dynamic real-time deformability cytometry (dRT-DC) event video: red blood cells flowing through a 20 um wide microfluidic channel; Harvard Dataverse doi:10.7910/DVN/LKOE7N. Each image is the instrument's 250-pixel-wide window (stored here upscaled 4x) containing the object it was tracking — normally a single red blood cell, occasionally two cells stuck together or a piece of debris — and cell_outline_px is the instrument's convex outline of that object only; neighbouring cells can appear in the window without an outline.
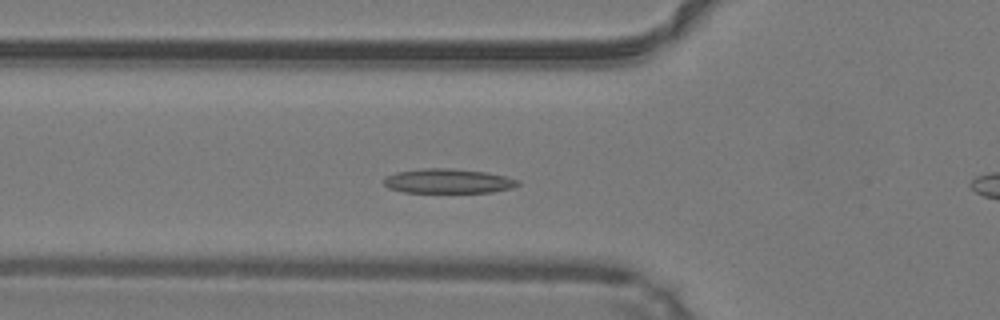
{"species": "common noctule bat (a hibernating species)", "species_latin": "Nyctalus noctula", "temperature_condition": "warm", "stored_images_in_passage": 40, "camera_frame_rate_fps": 3000, "um_per_image_px": 0.085, "animal": {"sex": "male", "body_mass_g": 19.2, "forearm_length_mm": 51.8}, "frame": {"image": 1, "passage_image": 8, "time_ms": 2.333, "image_size_px": [1000, 320], "cell_outline_px": [[520, 184], [512, 188], [492, 192], [404, 192], [388, 188], [384, 184], [384, 180], [388, 176], [396, 172], [424, 168], [452, 168], [488, 172], [520, 180]], "centroid_in_image_um": [38.12, 15.38], "position_along_channel_um": 87.7, "area_um2": 19.13}}
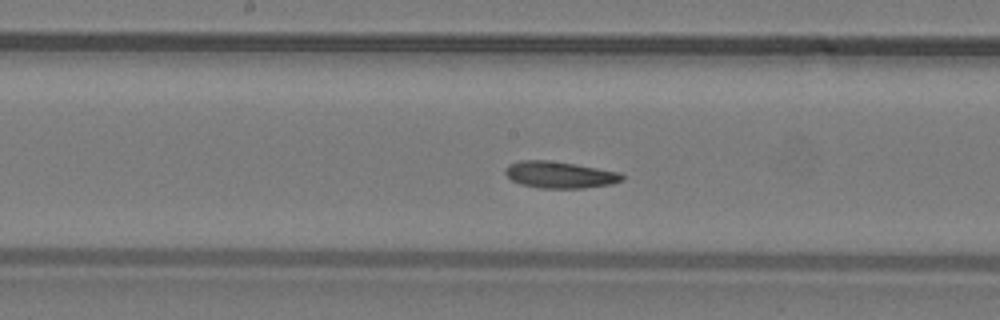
{"frame": {"image": 2, "passage_image": 16, "time_ms": 5.0, "image_size_px": [1000, 320], "cell_outline_px": [[624, 180], [612, 184], [584, 188], [540, 188], [520, 184], [512, 180], [504, 172], [504, 168], [508, 164], [520, 160], [548, 160], [576, 164], [620, 172], [624, 176]], "centroid_in_image_um": [47.58, 14.85], "position_along_channel_um": 200.6, "area_um2": 18.32}}
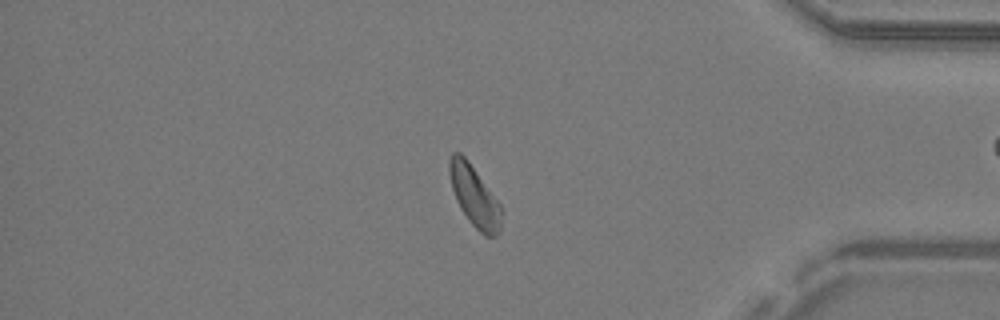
{"frame": {"image": 3, "passage_image": 32, "time_ms": 10.333, "image_size_px": [1000, 320], "cell_outline_px": [[504, 208], [500, 232], [496, 236], [484, 236], [468, 220], [460, 208], [456, 200], [452, 188], [448, 172], [448, 160], [452, 152], [460, 152], [468, 160]], "centroid_in_image_um": [40.35, 16.68], "position_along_channel_um": 394.9, "area_um2": 18.84}, "authors_computed_cell_mechanics": {"area_um2": 18.3226, "velocity_mm_per_s": 4.2039, "shape_relaxation_time_tau1_ms": 3.2862, "shape_relaxation_time_tau2_ms": 9.5142, "deformation_change_tau1": 0.1023, "deformation_change_tau2": 0.1566}}